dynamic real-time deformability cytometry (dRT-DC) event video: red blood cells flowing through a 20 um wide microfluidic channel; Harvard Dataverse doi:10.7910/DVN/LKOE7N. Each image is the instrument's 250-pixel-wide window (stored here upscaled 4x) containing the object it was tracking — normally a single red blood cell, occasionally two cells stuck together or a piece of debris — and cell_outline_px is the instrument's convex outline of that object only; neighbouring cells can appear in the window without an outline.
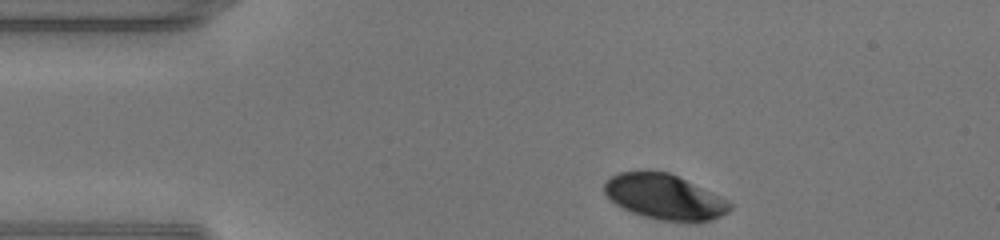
{"species": "human", "species_latin": "Homo sapiens", "temperature_condition": "warm", "stored_images_in_passage": 32, "camera_frame_rate_fps": 3000, "um_per_image_px": 0.085, "donor": {"sex": "male"}, "frame": {"image": 1, "passage_image": 1, "time_ms": 0.0, "image_size_px": [1000, 240], "cell_outline_px": [[732, 208], [728, 212], [712, 220], [696, 224], [680, 224], [660, 220], [644, 216], [632, 212], [616, 204], [604, 192], [604, 184], [612, 176], [620, 172], [668, 172], [720, 196], [728, 200], [732, 204]], "centroid_in_image_um": [56.55, 16.8], "position_along_channel_um": 28.5, "area_um2": 33.12}}
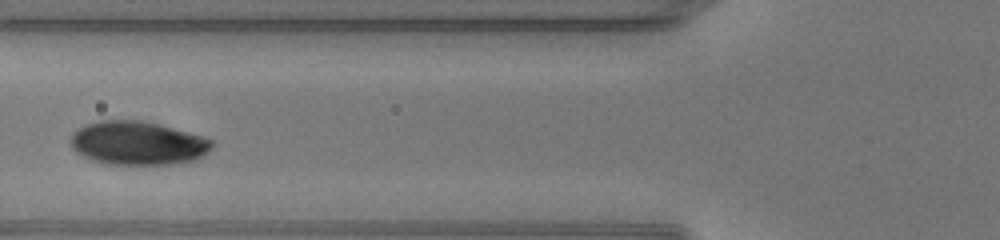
{"frame": {"image": 2, "passage_image": 11, "time_ms": 3.333, "image_size_px": [1000, 240], "cell_outline_px": [[212, 148], [204, 156], [196, 160], [180, 164], [104, 164], [92, 160], [76, 152], [72, 148], [72, 136], [84, 124], [100, 120], [140, 120], [204, 136], [212, 140]], "centroid_in_image_um": [11.74, 12.18], "position_along_channel_um": 114.1, "area_um2": 35.89}}
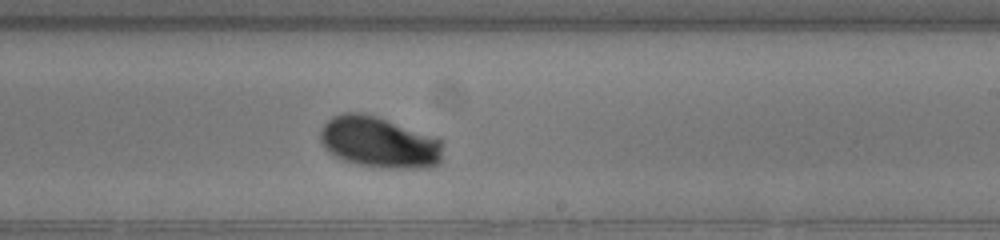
{"frame": {"image": 3, "passage_image": 21, "time_ms": 6.667, "image_size_px": [1000, 240], "cell_outline_px": [[444, 144], [440, 160], [432, 168], [376, 168], [356, 164], [340, 160], [328, 152], [324, 148], [320, 140], [320, 128], [332, 116], [340, 112], [364, 112], [436, 136], [444, 140]], "centroid_in_image_um": [32.22, 12.1], "position_along_channel_um": 256.8, "area_um2": 37.51}, "authors_computed_cell_mechanics": {"area_um2": 35.8938, "velocity_mm_per_s": 4.3041, "shape_relaxation_time_tau1_ms": 3.5068, "shape_relaxation_time_tau2_ms": null, "deformation_change_tau1": 0.1694, "deformation_change_tau2": null}}